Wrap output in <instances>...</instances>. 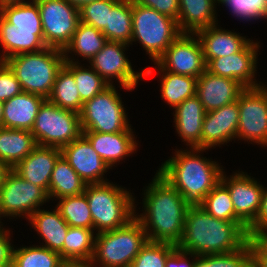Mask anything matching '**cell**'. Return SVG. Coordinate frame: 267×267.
Returning <instances> with one entry per match:
<instances>
[{"label":"cell","mask_w":267,"mask_h":267,"mask_svg":"<svg viewBox=\"0 0 267 267\" xmlns=\"http://www.w3.org/2000/svg\"><path fill=\"white\" fill-rule=\"evenodd\" d=\"M154 176L142 200L145 212H135V218L143 225L149 241L178 246L190 204L157 172Z\"/></svg>","instance_id":"cell-1"},{"label":"cell","mask_w":267,"mask_h":267,"mask_svg":"<svg viewBox=\"0 0 267 267\" xmlns=\"http://www.w3.org/2000/svg\"><path fill=\"white\" fill-rule=\"evenodd\" d=\"M248 227L243 222L214 218L199 205H190L178 248L194 255L229 253L248 242Z\"/></svg>","instance_id":"cell-2"},{"label":"cell","mask_w":267,"mask_h":267,"mask_svg":"<svg viewBox=\"0 0 267 267\" xmlns=\"http://www.w3.org/2000/svg\"><path fill=\"white\" fill-rule=\"evenodd\" d=\"M175 150L157 173L174 187L190 205H198L221 181L223 168L215 161L201 157L208 149ZM199 153V154H198Z\"/></svg>","instance_id":"cell-3"},{"label":"cell","mask_w":267,"mask_h":267,"mask_svg":"<svg viewBox=\"0 0 267 267\" xmlns=\"http://www.w3.org/2000/svg\"><path fill=\"white\" fill-rule=\"evenodd\" d=\"M84 193L97 233L123 227L135 217V197L125 187L113 182L87 184Z\"/></svg>","instance_id":"cell-4"},{"label":"cell","mask_w":267,"mask_h":267,"mask_svg":"<svg viewBox=\"0 0 267 267\" xmlns=\"http://www.w3.org/2000/svg\"><path fill=\"white\" fill-rule=\"evenodd\" d=\"M4 62L20 82L22 91L48 98L57 74L65 63L63 50L46 47L37 52L12 56Z\"/></svg>","instance_id":"cell-5"},{"label":"cell","mask_w":267,"mask_h":267,"mask_svg":"<svg viewBox=\"0 0 267 267\" xmlns=\"http://www.w3.org/2000/svg\"><path fill=\"white\" fill-rule=\"evenodd\" d=\"M147 241L143 225L134 217L123 227L96 234L91 264L129 267Z\"/></svg>","instance_id":"cell-6"},{"label":"cell","mask_w":267,"mask_h":267,"mask_svg":"<svg viewBox=\"0 0 267 267\" xmlns=\"http://www.w3.org/2000/svg\"><path fill=\"white\" fill-rule=\"evenodd\" d=\"M181 34L177 21L132 1V42L139 41L152 61L157 62Z\"/></svg>","instance_id":"cell-7"},{"label":"cell","mask_w":267,"mask_h":267,"mask_svg":"<svg viewBox=\"0 0 267 267\" xmlns=\"http://www.w3.org/2000/svg\"><path fill=\"white\" fill-rule=\"evenodd\" d=\"M121 96L114 84L83 104L80 121L83 132H133Z\"/></svg>","instance_id":"cell-8"},{"label":"cell","mask_w":267,"mask_h":267,"mask_svg":"<svg viewBox=\"0 0 267 267\" xmlns=\"http://www.w3.org/2000/svg\"><path fill=\"white\" fill-rule=\"evenodd\" d=\"M37 145L62 149L82 134L80 114L62 109L46 99L31 130Z\"/></svg>","instance_id":"cell-9"},{"label":"cell","mask_w":267,"mask_h":267,"mask_svg":"<svg viewBox=\"0 0 267 267\" xmlns=\"http://www.w3.org/2000/svg\"><path fill=\"white\" fill-rule=\"evenodd\" d=\"M48 193L41 187L30 183L10 169L0 189V220L2 217L30 216L48 202ZM0 223H2L0 221Z\"/></svg>","instance_id":"cell-10"},{"label":"cell","mask_w":267,"mask_h":267,"mask_svg":"<svg viewBox=\"0 0 267 267\" xmlns=\"http://www.w3.org/2000/svg\"><path fill=\"white\" fill-rule=\"evenodd\" d=\"M42 21L47 47L64 50L80 23L79 8L66 0H34Z\"/></svg>","instance_id":"cell-11"},{"label":"cell","mask_w":267,"mask_h":267,"mask_svg":"<svg viewBox=\"0 0 267 267\" xmlns=\"http://www.w3.org/2000/svg\"><path fill=\"white\" fill-rule=\"evenodd\" d=\"M129 44L123 42L107 41L104 47L88 62L105 81L110 85L112 79L118 80L121 88L132 91L139 80L153 75V69L146 68L140 72L134 71L131 62L124 54ZM139 79V80H138Z\"/></svg>","instance_id":"cell-12"},{"label":"cell","mask_w":267,"mask_h":267,"mask_svg":"<svg viewBox=\"0 0 267 267\" xmlns=\"http://www.w3.org/2000/svg\"><path fill=\"white\" fill-rule=\"evenodd\" d=\"M237 138L267 146V87L245 88L239 95Z\"/></svg>","instance_id":"cell-13"},{"label":"cell","mask_w":267,"mask_h":267,"mask_svg":"<svg viewBox=\"0 0 267 267\" xmlns=\"http://www.w3.org/2000/svg\"><path fill=\"white\" fill-rule=\"evenodd\" d=\"M157 63L165 71L195 78H198L206 70L199 38L196 34L191 33H181Z\"/></svg>","instance_id":"cell-14"},{"label":"cell","mask_w":267,"mask_h":267,"mask_svg":"<svg viewBox=\"0 0 267 267\" xmlns=\"http://www.w3.org/2000/svg\"><path fill=\"white\" fill-rule=\"evenodd\" d=\"M237 172L229 178L223 171L220 182L230 193L235 215L249 227L260 211L264 186L247 173Z\"/></svg>","instance_id":"cell-15"},{"label":"cell","mask_w":267,"mask_h":267,"mask_svg":"<svg viewBox=\"0 0 267 267\" xmlns=\"http://www.w3.org/2000/svg\"><path fill=\"white\" fill-rule=\"evenodd\" d=\"M260 42L251 40L241 51L229 56L210 59L206 63V70L210 73L222 77H227L238 81L245 88H255L261 86L256 81L257 73V51ZM255 77V79H254Z\"/></svg>","instance_id":"cell-16"},{"label":"cell","mask_w":267,"mask_h":267,"mask_svg":"<svg viewBox=\"0 0 267 267\" xmlns=\"http://www.w3.org/2000/svg\"><path fill=\"white\" fill-rule=\"evenodd\" d=\"M62 156L86 184L108 182L103 175L110 168L82 134L61 149Z\"/></svg>","instance_id":"cell-17"},{"label":"cell","mask_w":267,"mask_h":267,"mask_svg":"<svg viewBox=\"0 0 267 267\" xmlns=\"http://www.w3.org/2000/svg\"><path fill=\"white\" fill-rule=\"evenodd\" d=\"M239 118L238 101L206 112L202 126L201 149L227 144L232 139L235 141Z\"/></svg>","instance_id":"cell-18"},{"label":"cell","mask_w":267,"mask_h":267,"mask_svg":"<svg viewBox=\"0 0 267 267\" xmlns=\"http://www.w3.org/2000/svg\"><path fill=\"white\" fill-rule=\"evenodd\" d=\"M244 89L245 87L236 80L205 70L197 78L196 95L205 111L209 112L237 101Z\"/></svg>","instance_id":"cell-19"},{"label":"cell","mask_w":267,"mask_h":267,"mask_svg":"<svg viewBox=\"0 0 267 267\" xmlns=\"http://www.w3.org/2000/svg\"><path fill=\"white\" fill-rule=\"evenodd\" d=\"M61 155L59 148L37 145L13 170L23 179L48 193L52 171Z\"/></svg>","instance_id":"cell-20"},{"label":"cell","mask_w":267,"mask_h":267,"mask_svg":"<svg viewBox=\"0 0 267 267\" xmlns=\"http://www.w3.org/2000/svg\"><path fill=\"white\" fill-rule=\"evenodd\" d=\"M134 132L99 133L83 132L93 149L101 159L112 169L124 157L130 156L137 150Z\"/></svg>","instance_id":"cell-21"},{"label":"cell","mask_w":267,"mask_h":267,"mask_svg":"<svg viewBox=\"0 0 267 267\" xmlns=\"http://www.w3.org/2000/svg\"><path fill=\"white\" fill-rule=\"evenodd\" d=\"M45 100L41 95L22 91L4 101L2 127L31 131Z\"/></svg>","instance_id":"cell-22"},{"label":"cell","mask_w":267,"mask_h":267,"mask_svg":"<svg viewBox=\"0 0 267 267\" xmlns=\"http://www.w3.org/2000/svg\"><path fill=\"white\" fill-rule=\"evenodd\" d=\"M174 123L176 132L190 148L201 149L202 126L206 111L197 95L176 106Z\"/></svg>","instance_id":"cell-23"},{"label":"cell","mask_w":267,"mask_h":267,"mask_svg":"<svg viewBox=\"0 0 267 267\" xmlns=\"http://www.w3.org/2000/svg\"><path fill=\"white\" fill-rule=\"evenodd\" d=\"M217 26L218 24L195 33L201 43L206 63L210 59L239 52L251 41L246 39L245 36L239 35V33L227 31Z\"/></svg>","instance_id":"cell-24"},{"label":"cell","mask_w":267,"mask_h":267,"mask_svg":"<svg viewBox=\"0 0 267 267\" xmlns=\"http://www.w3.org/2000/svg\"><path fill=\"white\" fill-rule=\"evenodd\" d=\"M215 0H179L177 21L181 33L195 34L201 29L218 24Z\"/></svg>","instance_id":"cell-25"},{"label":"cell","mask_w":267,"mask_h":267,"mask_svg":"<svg viewBox=\"0 0 267 267\" xmlns=\"http://www.w3.org/2000/svg\"><path fill=\"white\" fill-rule=\"evenodd\" d=\"M35 231L42 237V245L54 252L60 253L69 225L63 219L59 209L52 211L37 209L28 219Z\"/></svg>","instance_id":"cell-26"},{"label":"cell","mask_w":267,"mask_h":267,"mask_svg":"<svg viewBox=\"0 0 267 267\" xmlns=\"http://www.w3.org/2000/svg\"><path fill=\"white\" fill-rule=\"evenodd\" d=\"M0 30L43 32L37 3L32 0L0 8Z\"/></svg>","instance_id":"cell-27"},{"label":"cell","mask_w":267,"mask_h":267,"mask_svg":"<svg viewBox=\"0 0 267 267\" xmlns=\"http://www.w3.org/2000/svg\"><path fill=\"white\" fill-rule=\"evenodd\" d=\"M36 146L31 131L0 126V160L10 169L31 154Z\"/></svg>","instance_id":"cell-28"},{"label":"cell","mask_w":267,"mask_h":267,"mask_svg":"<svg viewBox=\"0 0 267 267\" xmlns=\"http://www.w3.org/2000/svg\"><path fill=\"white\" fill-rule=\"evenodd\" d=\"M85 181L73 170L68 161L61 155L52 171L48 196L49 199H59L85 192Z\"/></svg>","instance_id":"cell-29"},{"label":"cell","mask_w":267,"mask_h":267,"mask_svg":"<svg viewBox=\"0 0 267 267\" xmlns=\"http://www.w3.org/2000/svg\"><path fill=\"white\" fill-rule=\"evenodd\" d=\"M94 229L69 227L59 253L63 261L91 262L95 251Z\"/></svg>","instance_id":"cell-30"},{"label":"cell","mask_w":267,"mask_h":267,"mask_svg":"<svg viewBox=\"0 0 267 267\" xmlns=\"http://www.w3.org/2000/svg\"><path fill=\"white\" fill-rule=\"evenodd\" d=\"M158 74L161 76V97L173 107L180 105L184 100L196 95L197 78L165 71L157 62Z\"/></svg>","instance_id":"cell-31"},{"label":"cell","mask_w":267,"mask_h":267,"mask_svg":"<svg viewBox=\"0 0 267 267\" xmlns=\"http://www.w3.org/2000/svg\"><path fill=\"white\" fill-rule=\"evenodd\" d=\"M0 45L3 47L0 61L12 56L37 52L47 46L44 43L43 32H23L0 30Z\"/></svg>","instance_id":"cell-32"},{"label":"cell","mask_w":267,"mask_h":267,"mask_svg":"<svg viewBox=\"0 0 267 267\" xmlns=\"http://www.w3.org/2000/svg\"><path fill=\"white\" fill-rule=\"evenodd\" d=\"M105 35L95 27L80 21L70 43L64 48V55L72 52L87 61L92 59L107 43Z\"/></svg>","instance_id":"cell-33"},{"label":"cell","mask_w":267,"mask_h":267,"mask_svg":"<svg viewBox=\"0 0 267 267\" xmlns=\"http://www.w3.org/2000/svg\"><path fill=\"white\" fill-rule=\"evenodd\" d=\"M47 99L62 109L80 114L84 103L81 101L73 73L65 65L59 70Z\"/></svg>","instance_id":"cell-34"},{"label":"cell","mask_w":267,"mask_h":267,"mask_svg":"<svg viewBox=\"0 0 267 267\" xmlns=\"http://www.w3.org/2000/svg\"><path fill=\"white\" fill-rule=\"evenodd\" d=\"M108 41L130 45L132 37V0H120L109 11L108 24L102 32Z\"/></svg>","instance_id":"cell-35"},{"label":"cell","mask_w":267,"mask_h":267,"mask_svg":"<svg viewBox=\"0 0 267 267\" xmlns=\"http://www.w3.org/2000/svg\"><path fill=\"white\" fill-rule=\"evenodd\" d=\"M64 58V65L73 73L83 103L91 100L95 95L110 85L90 66H88L89 70L87 67L84 68L85 66H80L79 61H75L74 57L72 59V57L70 58L68 55H64Z\"/></svg>","instance_id":"cell-36"},{"label":"cell","mask_w":267,"mask_h":267,"mask_svg":"<svg viewBox=\"0 0 267 267\" xmlns=\"http://www.w3.org/2000/svg\"><path fill=\"white\" fill-rule=\"evenodd\" d=\"M59 200L56 207L69 227L93 229L91 211L85 193L66 196Z\"/></svg>","instance_id":"cell-37"},{"label":"cell","mask_w":267,"mask_h":267,"mask_svg":"<svg viewBox=\"0 0 267 267\" xmlns=\"http://www.w3.org/2000/svg\"><path fill=\"white\" fill-rule=\"evenodd\" d=\"M60 254L42 245L25 246L14 250L13 264L16 267H60Z\"/></svg>","instance_id":"cell-38"},{"label":"cell","mask_w":267,"mask_h":267,"mask_svg":"<svg viewBox=\"0 0 267 267\" xmlns=\"http://www.w3.org/2000/svg\"><path fill=\"white\" fill-rule=\"evenodd\" d=\"M198 205L219 220L242 222L235 215L230 193L221 182Z\"/></svg>","instance_id":"cell-39"},{"label":"cell","mask_w":267,"mask_h":267,"mask_svg":"<svg viewBox=\"0 0 267 267\" xmlns=\"http://www.w3.org/2000/svg\"><path fill=\"white\" fill-rule=\"evenodd\" d=\"M251 262V246L248 241L239 250L222 254L195 255L194 267H246Z\"/></svg>","instance_id":"cell-40"},{"label":"cell","mask_w":267,"mask_h":267,"mask_svg":"<svg viewBox=\"0 0 267 267\" xmlns=\"http://www.w3.org/2000/svg\"><path fill=\"white\" fill-rule=\"evenodd\" d=\"M176 248L174 244L148 240L129 267H165L167 257Z\"/></svg>","instance_id":"cell-41"},{"label":"cell","mask_w":267,"mask_h":267,"mask_svg":"<svg viewBox=\"0 0 267 267\" xmlns=\"http://www.w3.org/2000/svg\"><path fill=\"white\" fill-rule=\"evenodd\" d=\"M120 0H96L83 5L80 9V21L103 32L108 24L109 11Z\"/></svg>","instance_id":"cell-42"},{"label":"cell","mask_w":267,"mask_h":267,"mask_svg":"<svg viewBox=\"0 0 267 267\" xmlns=\"http://www.w3.org/2000/svg\"><path fill=\"white\" fill-rule=\"evenodd\" d=\"M220 3L240 20L267 19V0H222Z\"/></svg>","instance_id":"cell-43"},{"label":"cell","mask_w":267,"mask_h":267,"mask_svg":"<svg viewBox=\"0 0 267 267\" xmlns=\"http://www.w3.org/2000/svg\"><path fill=\"white\" fill-rule=\"evenodd\" d=\"M21 92L20 82L13 71L4 61H0V101H7Z\"/></svg>","instance_id":"cell-44"},{"label":"cell","mask_w":267,"mask_h":267,"mask_svg":"<svg viewBox=\"0 0 267 267\" xmlns=\"http://www.w3.org/2000/svg\"><path fill=\"white\" fill-rule=\"evenodd\" d=\"M133 2L152 8L160 14L166 15L178 21L179 18V0H132Z\"/></svg>","instance_id":"cell-45"},{"label":"cell","mask_w":267,"mask_h":267,"mask_svg":"<svg viewBox=\"0 0 267 267\" xmlns=\"http://www.w3.org/2000/svg\"><path fill=\"white\" fill-rule=\"evenodd\" d=\"M251 261L255 267H267V235L249 237Z\"/></svg>","instance_id":"cell-46"},{"label":"cell","mask_w":267,"mask_h":267,"mask_svg":"<svg viewBox=\"0 0 267 267\" xmlns=\"http://www.w3.org/2000/svg\"><path fill=\"white\" fill-rule=\"evenodd\" d=\"M267 235V188L264 187L260 211L248 227V237Z\"/></svg>","instance_id":"cell-47"},{"label":"cell","mask_w":267,"mask_h":267,"mask_svg":"<svg viewBox=\"0 0 267 267\" xmlns=\"http://www.w3.org/2000/svg\"><path fill=\"white\" fill-rule=\"evenodd\" d=\"M0 224V266L6 267L13 264L14 247L11 245L10 231Z\"/></svg>","instance_id":"cell-48"},{"label":"cell","mask_w":267,"mask_h":267,"mask_svg":"<svg viewBox=\"0 0 267 267\" xmlns=\"http://www.w3.org/2000/svg\"><path fill=\"white\" fill-rule=\"evenodd\" d=\"M187 256V257H186ZM188 256L193 257L189 262ZM195 255L180 250L178 247L167 257L165 267H194Z\"/></svg>","instance_id":"cell-49"},{"label":"cell","mask_w":267,"mask_h":267,"mask_svg":"<svg viewBox=\"0 0 267 267\" xmlns=\"http://www.w3.org/2000/svg\"><path fill=\"white\" fill-rule=\"evenodd\" d=\"M60 267H94L91 262L64 261Z\"/></svg>","instance_id":"cell-50"},{"label":"cell","mask_w":267,"mask_h":267,"mask_svg":"<svg viewBox=\"0 0 267 267\" xmlns=\"http://www.w3.org/2000/svg\"><path fill=\"white\" fill-rule=\"evenodd\" d=\"M10 168L0 160V189L3 185V180Z\"/></svg>","instance_id":"cell-51"},{"label":"cell","mask_w":267,"mask_h":267,"mask_svg":"<svg viewBox=\"0 0 267 267\" xmlns=\"http://www.w3.org/2000/svg\"><path fill=\"white\" fill-rule=\"evenodd\" d=\"M66 1L80 9L83 5L96 1V0H66Z\"/></svg>","instance_id":"cell-52"},{"label":"cell","mask_w":267,"mask_h":267,"mask_svg":"<svg viewBox=\"0 0 267 267\" xmlns=\"http://www.w3.org/2000/svg\"><path fill=\"white\" fill-rule=\"evenodd\" d=\"M28 1L25 0H0V8L7 6V5H13V4H20L25 3Z\"/></svg>","instance_id":"cell-53"},{"label":"cell","mask_w":267,"mask_h":267,"mask_svg":"<svg viewBox=\"0 0 267 267\" xmlns=\"http://www.w3.org/2000/svg\"><path fill=\"white\" fill-rule=\"evenodd\" d=\"M3 101H0V126L2 127V119H3Z\"/></svg>","instance_id":"cell-54"},{"label":"cell","mask_w":267,"mask_h":267,"mask_svg":"<svg viewBox=\"0 0 267 267\" xmlns=\"http://www.w3.org/2000/svg\"><path fill=\"white\" fill-rule=\"evenodd\" d=\"M246 267H255L253 262L251 261Z\"/></svg>","instance_id":"cell-55"},{"label":"cell","mask_w":267,"mask_h":267,"mask_svg":"<svg viewBox=\"0 0 267 267\" xmlns=\"http://www.w3.org/2000/svg\"><path fill=\"white\" fill-rule=\"evenodd\" d=\"M6 267H16L14 264H11L9 266H6Z\"/></svg>","instance_id":"cell-56"},{"label":"cell","mask_w":267,"mask_h":267,"mask_svg":"<svg viewBox=\"0 0 267 267\" xmlns=\"http://www.w3.org/2000/svg\"><path fill=\"white\" fill-rule=\"evenodd\" d=\"M217 3H219L220 4V2L222 1V0H215Z\"/></svg>","instance_id":"cell-57"}]
</instances>
